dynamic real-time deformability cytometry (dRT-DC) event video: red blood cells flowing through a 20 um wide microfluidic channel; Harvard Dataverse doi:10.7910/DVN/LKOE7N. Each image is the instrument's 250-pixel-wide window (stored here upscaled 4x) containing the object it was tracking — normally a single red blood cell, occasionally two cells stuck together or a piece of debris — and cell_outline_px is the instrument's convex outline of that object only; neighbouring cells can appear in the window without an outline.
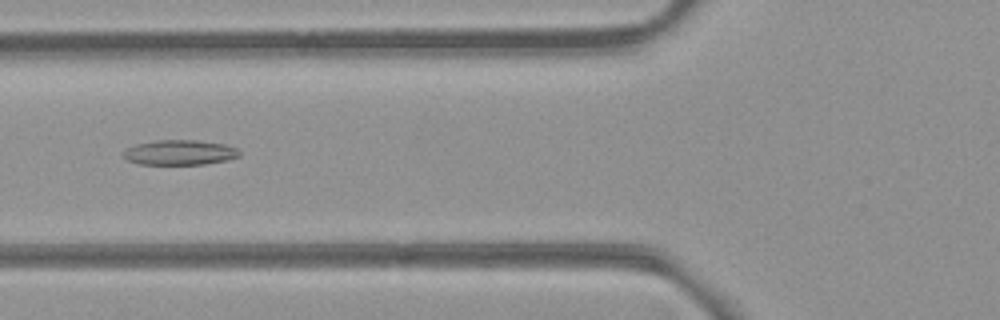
{"species": "common noctule bat (a hibernating species)", "species_latin": "Nyctalus noctula", "temperature_condition": "room temperature", "stored_images_in_passage": 37, "camera_frame_rate_fps": 3000, "um_per_image_px": 0.085, "animal": {"sex": "female", "body_mass_g": 21.9}, "frame": {"image": 1, "passage_image": 12, "time_ms": 3.667, "image_size_px": [1000, 320], "cell_outline_px": [[240, 156], [228, 160], [204, 164], [140, 164], [128, 160], [124, 156], [124, 152], [128, 148], [136, 144], [156, 140], [196, 140], [224, 144], [236, 148], [240, 152]], "centroid_in_image_um": [15.31, 12.96], "position_along_channel_um": 110.5, "area_um2": 16.76}}
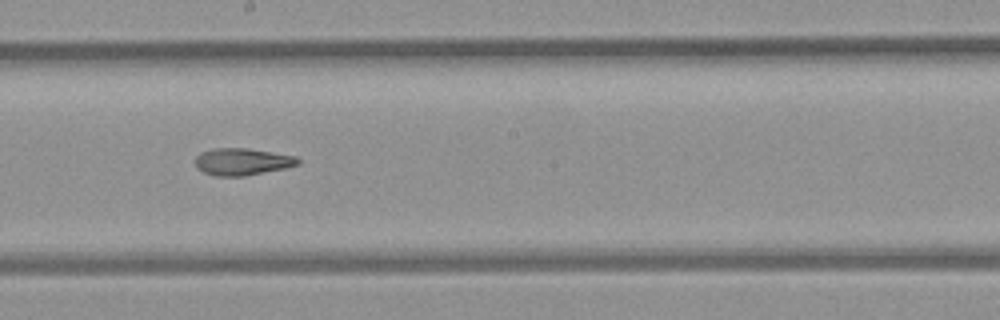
{"frame": {"image": 2, "passage_image": 21, "time_ms": 6.667, "image_size_px": [1000, 320], "cell_outline_px": [[300, 164], [284, 168], [244, 176], [216, 176], [204, 172], [196, 168], [196, 156], [200, 152], [212, 148], [248, 148], [296, 156], [300, 160]], "centroid_in_image_um": [20.57, 13.73], "position_along_channel_um": 227.6, "area_um2": 16.18}}
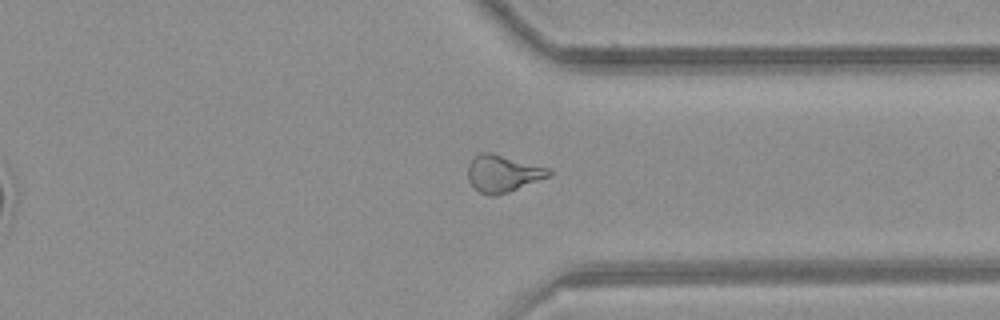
{"frame": {"image": 3, "passage_image": 32, "time_ms": 10.333, "image_size_px": [1000, 320], "cell_outline_px": [[552, 176], [508, 192], [496, 196], [488, 196], [480, 192], [468, 180], [468, 164], [472, 156], [480, 152], [488, 152], [548, 168], [552, 172]], "centroid_in_image_um": [42.72, 14.76], "position_along_channel_um": 368.7, "area_um2": 17.4}, "authors_computed_cell_mechanics": {"area_um2": 16.762, "velocity_mm_per_s": 3.8916, "shape_relaxation_time_tau1_ms": null, "shape_relaxation_time_tau2_ms": 5.9816, "deformation_change_tau1": null, "deformation_change_tau2": 0.1641}}